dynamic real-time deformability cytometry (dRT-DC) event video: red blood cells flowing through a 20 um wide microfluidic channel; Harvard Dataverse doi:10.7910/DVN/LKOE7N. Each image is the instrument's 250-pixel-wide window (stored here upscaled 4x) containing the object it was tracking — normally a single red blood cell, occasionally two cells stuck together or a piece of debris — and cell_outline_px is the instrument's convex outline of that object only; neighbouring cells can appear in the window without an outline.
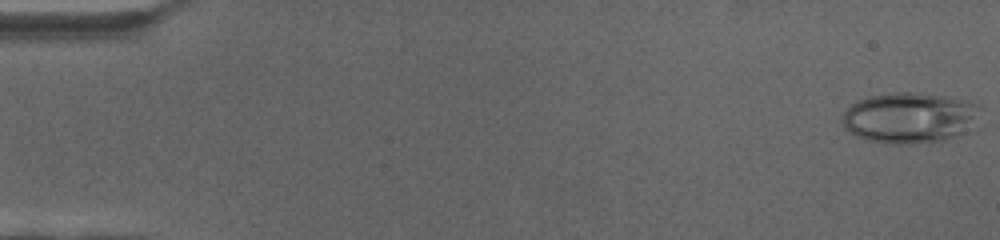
{"species": "human", "species_latin": "Homo sapiens", "temperature_condition": "cold", "stored_images_in_passage": 68, "camera_frame_rate_fps": 3000, "um_per_image_px": 0.085, "donor": {"sex": "female"}, "frame": {"image": 1, "passage_image": 1, "time_ms": 0.0, "image_size_px": [1000, 240], "cell_outline_px": [[972, 104], [964, 132], [956, 136], [940, 140], [912, 144], [892, 144], [868, 140], [856, 136], [844, 128], [840, 120], [844, 112], [852, 104], [868, 96], [892, 92], [916, 92], [944, 96], [968, 100]], "centroid_in_image_um": [77.08, 10.01], "position_along_channel_um": 7.9, "area_um2": 39.3}}
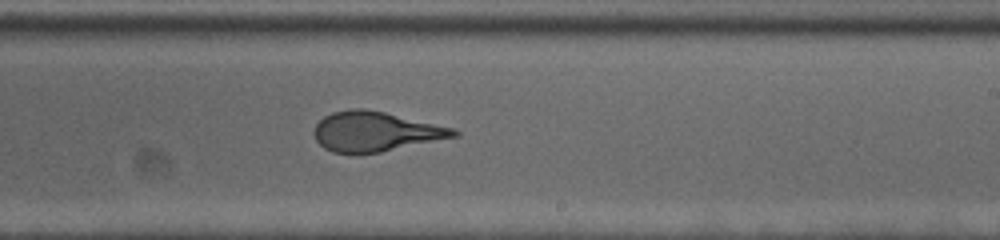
{"frame": {"image": 2, "passage_image": 42, "time_ms": 13.667, "image_size_px": [1000, 240], "cell_outline_px": [[460, 136], [380, 152], [332, 152], [324, 148], [316, 140], [312, 132], [316, 124], [324, 116], [332, 112], [348, 108], [364, 108], [384, 112], [452, 128], [460, 132]], "centroid_in_image_um": [31.89, 11.17], "position_along_channel_um": 257.1, "area_um2": 32.08}}
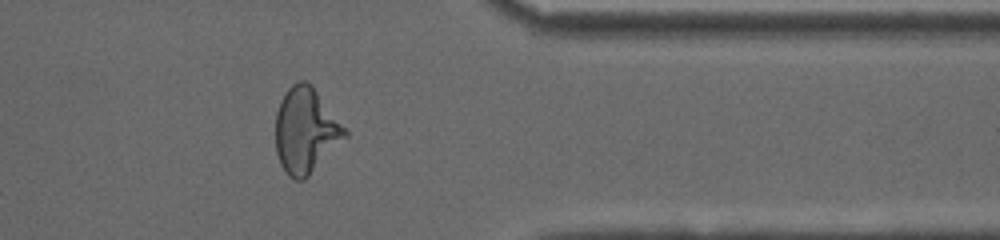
{"frame": {"image": 3, "passage_image": 56, "time_ms": 18.333, "image_size_px": [1000, 240], "cell_outline_px": [[348, 136], [304, 180], [296, 180], [288, 176], [280, 164], [276, 152], [276, 112], [280, 100], [288, 88], [292, 84], [300, 80], [304, 80], [312, 84], [348, 132]], "centroid_in_image_um": [25.97, 11.09], "position_along_channel_um": 385.4, "area_um2": 34.45}}